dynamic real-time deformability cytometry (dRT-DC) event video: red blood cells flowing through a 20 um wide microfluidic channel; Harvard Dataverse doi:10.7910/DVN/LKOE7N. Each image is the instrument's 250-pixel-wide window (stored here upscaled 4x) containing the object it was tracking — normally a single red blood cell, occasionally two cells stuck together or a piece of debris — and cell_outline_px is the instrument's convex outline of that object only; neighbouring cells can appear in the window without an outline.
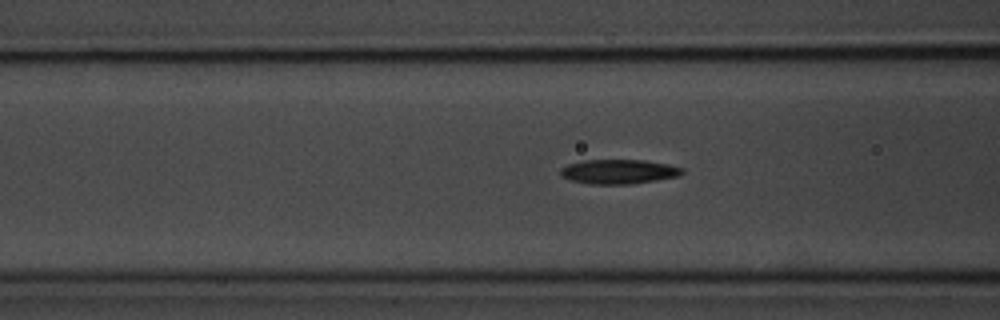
{"species": "common noctule bat (a hibernating species)", "species_latin": "Nyctalus noctula", "temperature_condition": "room temperature", "stored_images_in_passage": 39, "camera_frame_rate_fps": 3000, "um_per_image_px": 0.085, "animal": {"sex": "male", "body_mass_g": 20.1, "forearm_length_mm": 53.5}, "frame": {"image": 1, "passage_image": 4, "time_ms": 1.0, "image_size_px": [1000, 320], "cell_outline_px": [[684, 172], [680, 176], [632, 184], [588, 184], [572, 180], [560, 176], [560, 168], [568, 164], [584, 160], [644, 160], [668, 164], [684, 168]], "centroid_in_image_um": [52.6, 14.59], "position_along_channel_um": 114.0, "area_um2": 17.46}}
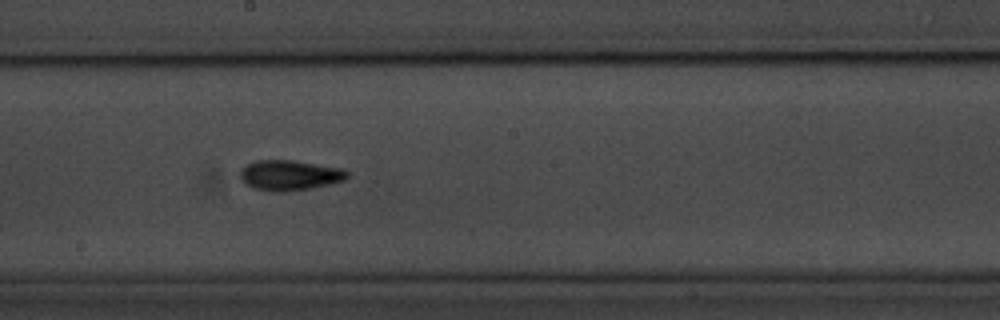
{"frame": {"image": 2, "passage_image": 13, "time_ms": 4.0, "image_size_px": [1000, 320], "cell_outline_px": [[348, 176], [344, 180], [332, 184], [312, 188], [284, 192], [272, 192], [256, 188], [240, 180], [240, 168], [244, 164], [256, 160], [292, 160], [344, 168], [348, 172]], "centroid_in_image_um": [24.62, 14.89], "position_along_channel_um": 223.6, "area_um2": 19.13}}
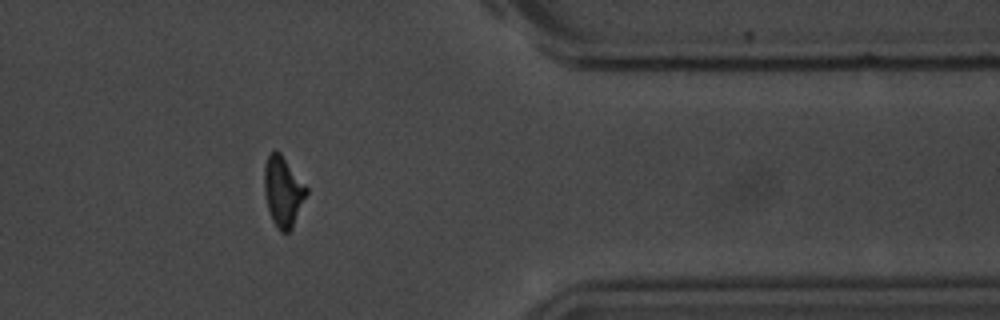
{"frame": {"image": 3, "passage_image": 28, "time_ms": 9.0, "image_size_px": [1000, 320], "cell_outline_px": [[308, 192], [292, 228], [288, 232], [280, 232], [276, 228], [272, 220], [268, 208], [264, 192], [264, 168], [268, 156], [272, 152], [280, 152], [308, 188]], "centroid_in_image_um": [24.06, 16.3], "position_along_channel_um": 387.3, "area_um2": 17.11}}